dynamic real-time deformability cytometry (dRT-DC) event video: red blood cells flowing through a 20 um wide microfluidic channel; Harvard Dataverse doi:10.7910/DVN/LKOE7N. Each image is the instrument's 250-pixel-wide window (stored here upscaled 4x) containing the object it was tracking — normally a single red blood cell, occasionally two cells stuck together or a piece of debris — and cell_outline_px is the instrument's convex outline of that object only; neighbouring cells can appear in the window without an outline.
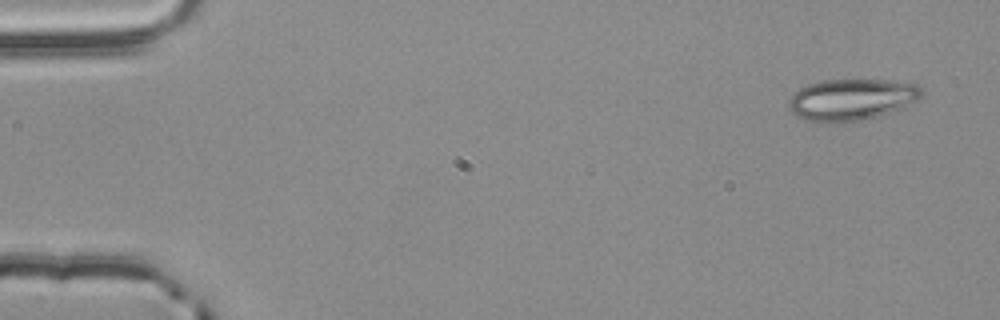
{"species": "common noctule bat (a hibernating species)", "species_latin": "Nyctalus noctula", "temperature_condition": "room temperature", "stored_images_in_passage": 4, "camera_frame_rate_fps": 3000, "um_per_image_px": 0.085, "animal": {"sex": "male", "body_mass_g": 20.4}, "frame": {"image": 1, "passage_image": 1, "time_ms": 0.0, "image_size_px": [1000, 320], "cell_outline_px": [[924, 92], [916, 100], [904, 108], [876, 116], [856, 120], [824, 124], [804, 120], [796, 116], [788, 108], [788, 100], [792, 92], [808, 84], [824, 80], [892, 80], [920, 84]], "centroid_in_image_um": [72.35, 8.46], "position_along_channel_um": 12.6, "area_um2": 32.54}}